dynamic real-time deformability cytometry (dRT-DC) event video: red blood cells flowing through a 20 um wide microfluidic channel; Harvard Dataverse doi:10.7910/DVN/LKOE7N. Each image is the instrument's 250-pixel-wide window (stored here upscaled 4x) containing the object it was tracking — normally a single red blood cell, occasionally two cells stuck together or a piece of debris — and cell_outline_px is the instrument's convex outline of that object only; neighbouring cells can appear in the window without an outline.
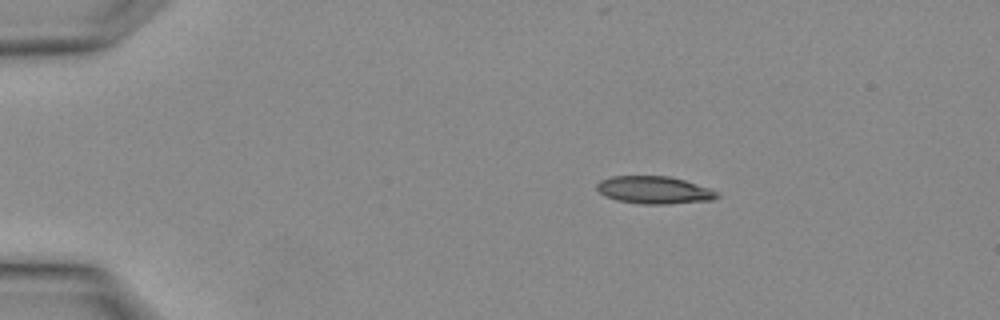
{"species": "Egyptian fruit bat (a non-hibernating species)", "species_latin": "Rousettus aegyptiacus", "temperature_condition": "warm", "stored_images_in_passage": 1, "camera_frame_rate_fps": 3000, "um_per_image_px": 0.085, "animal": {"sex": "female"}, "frame": {"image": 1, "passage_image": 1, "time_ms": 0.0, "image_size_px": [1000, 320], "cell_outline_px": [[720, 196], [712, 200], [668, 204], [644, 204], [616, 200], [604, 196], [596, 188], [596, 184], [600, 180], [612, 176], [668, 176], [684, 180], [708, 188], [716, 192]], "centroid_in_image_um": [55.57, 16.15], "position_along_channel_um": 29.4, "area_um2": 19.19}}